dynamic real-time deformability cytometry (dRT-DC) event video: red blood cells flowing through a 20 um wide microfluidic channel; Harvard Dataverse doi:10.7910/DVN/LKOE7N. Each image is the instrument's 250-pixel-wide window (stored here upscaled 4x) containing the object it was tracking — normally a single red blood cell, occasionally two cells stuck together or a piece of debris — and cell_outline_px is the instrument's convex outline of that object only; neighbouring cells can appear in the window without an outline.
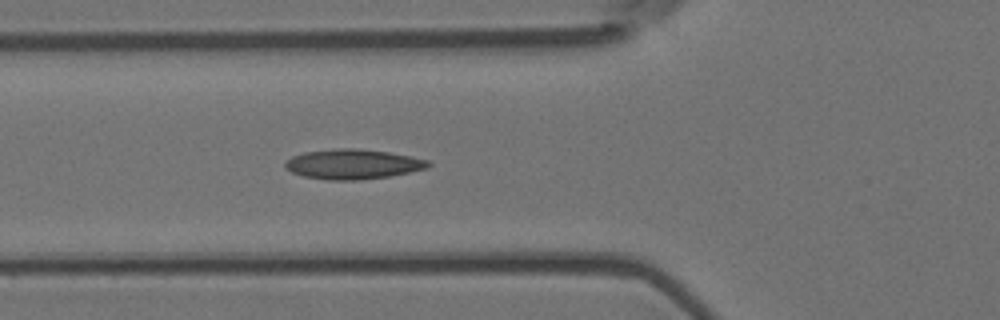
{"species": "Egyptian fruit bat (a non-hibernating species)", "species_latin": "Rousettus aegyptiacus", "temperature_condition": "room temperature", "stored_images_in_passage": 6, "segment_of_instrument_passage": [1, 2], "camera_frame_rate_fps": 3000, "um_per_image_px": 0.085, "animal": {"sex": "female"}, "frame": {"image": 1, "passage_image": 5, "time_ms": 1.333, "image_size_px": [1000, 320], "cell_outline_px": [[432, 164], [428, 168], [388, 176], [360, 180], [328, 180], [304, 176], [292, 172], [284, 168], [284, 164], [292, 156], [304, 152], [340, 148], [356, 148], [388, 152], [412, 156], [428, 160]], "centroid_in_image_um": [30.0, 13.95], "position_along_channel_um": 95.8, "area_um2": 24.85}}